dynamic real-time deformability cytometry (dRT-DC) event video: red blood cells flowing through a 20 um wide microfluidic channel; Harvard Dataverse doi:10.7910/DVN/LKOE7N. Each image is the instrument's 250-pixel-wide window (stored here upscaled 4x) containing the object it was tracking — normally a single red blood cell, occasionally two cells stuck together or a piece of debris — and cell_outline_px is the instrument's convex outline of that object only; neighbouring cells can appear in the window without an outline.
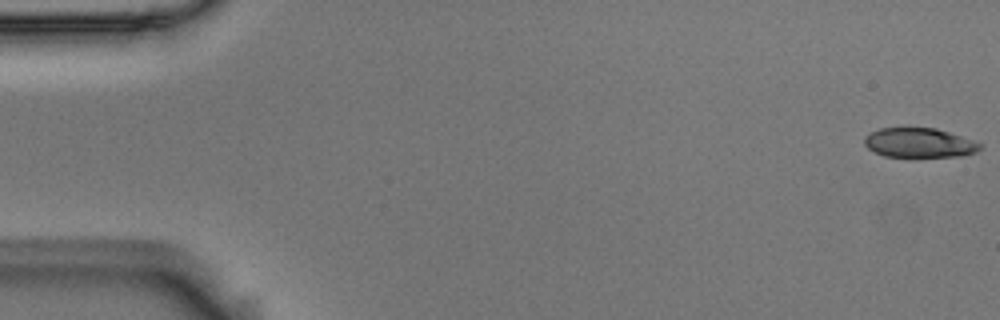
{"species": "Egyptian fruit bat (a non-hibernating species)", "species_latin": "Rousettus aegyptiacus", "temperature_condition": "room temperature", "stored_images_in_passage": 54, "camera_frame_rate_fps": 3000, "um_per_image_px": 0.085, "animal": {"sex": "male"}, "frame": {"image": 1, "passage_image": 1, "time_ms": 0.0, "image_size_px": [1000, 320], "cell_outline_px": [[984, 144], [976, 152], [960, 156], [884, 156], [868, 148], [864, 144], [864, 136], [880, 128], [904, 124], [908, 124], [936, 128]], "centroid_in_image_um": [78.09, 12.07], "position_along_channel_um": 6.9, "area_um2": 20.46}}
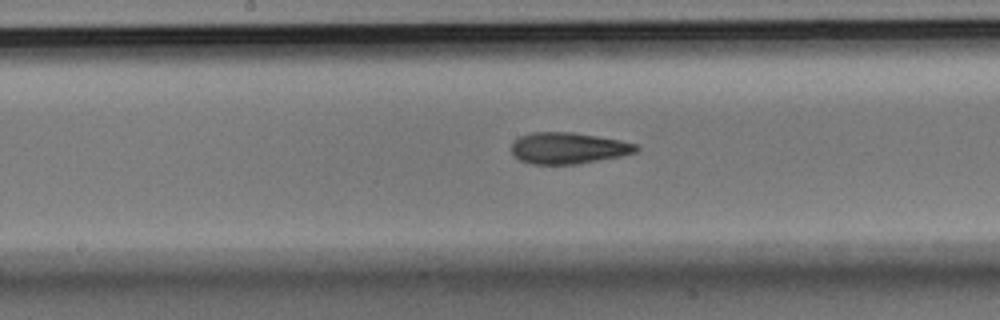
{"frame": {"image": 2, "passage_image": 28, "time_ms": 9.0, "image_size_px": [1000, 320], "cell_outline_px": [[640, 148], [636, 152], [620, 156], [576, 164], [532, 164], [520, 160], [512, 156], [512, 144], [520, 136], [532, 132], [572, 132], [620, 140], [636, 144]], "centroid_in_image_um": [48.28, 12.59], "position_along_channel_um": 199.9, "area_um2": 22.66}}
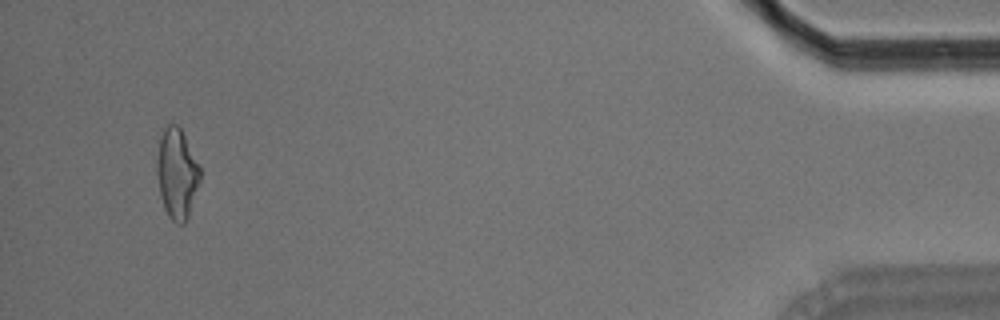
{"frame": {"image": 3, "passage_image": 52, "time_ms": 17.0, "image_size_px": [1000, 320], "cell_outline_px": [[200, 180], [188, 216], [184, 224], [176, 224], [168, 216], [164, 208], [160, 196], [156, 172], [156, 160], [160, 136], [164, 128], [168, 124], [176, 124], [180, 128], [200, 164]], "centroid_in_image_um": [15.02, 14.75], "position_along_channel_um": 420.2, "area_um2": 22.83}, "authors_computed_cell_mechanics": {"area_um2": 22.542, "velocity_mm_per_s": 3.7042, "shape_relaxation_time_tau1_ms": 6.4214, "shape_relaxation_time_tau2_ms": 3.3698, "deformation_change_tau1": 0.1886, "deformation_change_tau2": 0.1186}}